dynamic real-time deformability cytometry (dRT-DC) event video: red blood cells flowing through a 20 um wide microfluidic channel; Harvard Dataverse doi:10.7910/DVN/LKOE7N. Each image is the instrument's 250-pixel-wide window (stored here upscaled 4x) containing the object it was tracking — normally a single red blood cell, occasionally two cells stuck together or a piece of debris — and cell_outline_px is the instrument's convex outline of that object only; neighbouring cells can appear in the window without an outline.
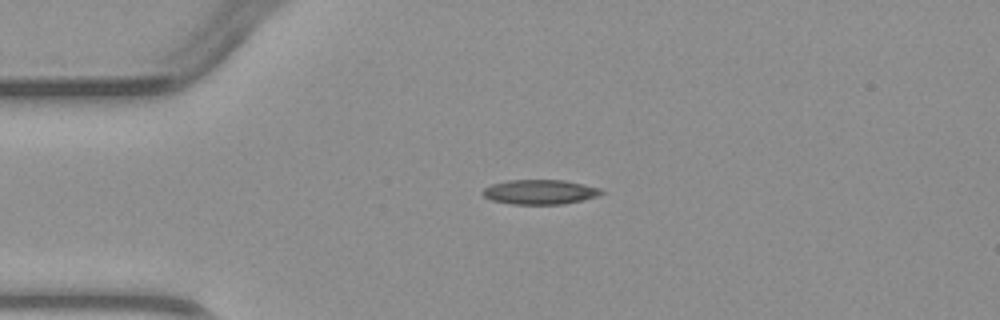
{"species": "common noctule bat (a hibernating species)", "species_latin": "Nyctalus noctula", "temperature_condition": "warm", "stored_images_in_passage": 2, "camera_frame_rate_fps": 3000, "um_per_image_px": 0.085, "animal": {"sex": "male", "body_mass_g": 23.1, "forearm_length_mm": 52.7}, "frame": {"image": 1, "passage_image": 2, "time_ms": 1.333, "image_size_px": [1000, 320], "cell_outline_px": [[604, 192], [596, 196], [564, 204], [512, 204], [492, 200], [484, 196], [480, 192], [484, 188], [492, 184], [508, 180], [564, 180], [584, 184], [600, 188]], "centroid_in_image_um": [45.86, 16.31], "position_along_channel_um": 39.1, "area_um2": 16.94}}